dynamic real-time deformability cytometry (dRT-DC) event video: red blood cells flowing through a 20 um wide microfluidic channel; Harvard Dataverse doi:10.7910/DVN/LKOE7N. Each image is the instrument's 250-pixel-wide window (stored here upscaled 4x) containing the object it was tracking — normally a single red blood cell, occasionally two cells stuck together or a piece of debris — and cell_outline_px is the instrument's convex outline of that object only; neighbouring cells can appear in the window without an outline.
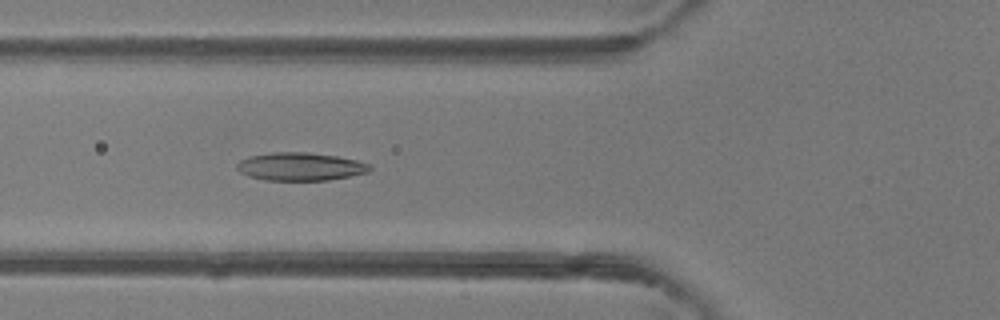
{"species": "common noctule bat (a hibernating species)", "species_latin": "Nyctalus noctula", "temperature_condition": "room temperature", "stored_images_in_passage": 40, "camera_frame_rate_fps": 3000, "um_per_image_px": 0.085, "animal": {"sex": "female"}, "frame": {"image": 1, "passage_image": 8, "time_ms": 2.333, "image_size_px": [1000, 320], "cell_outline_px": [[372, 168], [368, 172], [328, 180], [264, 180], [248, 176], [240, 172], [236, 168], [236, 164], [240, 160], [248, 156], [272, 152], [308, 152], [336, 156], [356, 160], [368, 164]], "centroid_in_image_um": [25.47, 14.15], "position_along_channel_um": 100.3, "area_um2": 21.68}}
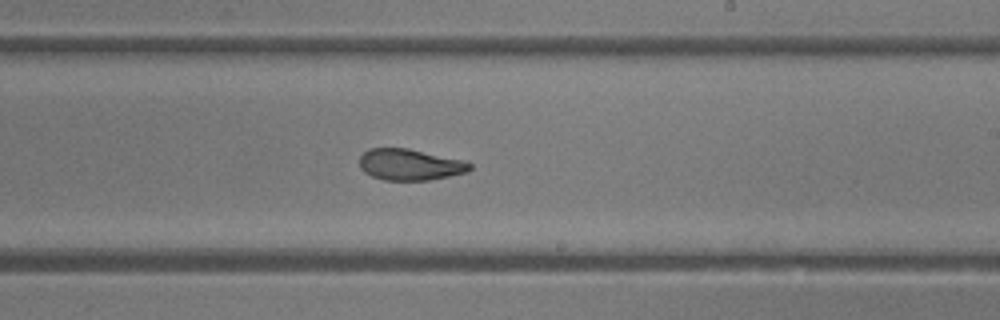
{"frame": {"image": 2, "passage_image": 19, "time_ms": 6.0, "image_size_px": [1000, 320], "cell_outline_px": [[472, 168], [468, 172], [428, 180], [384, 180], [372, 176], [364, 172], [360, 168], [360, 156], [368, 148], [408, 148], [468, 160], [472, 164]], "centroid_in_image_um": [34.89, 13.98], "position_along_channel_um": 254.1, "area_um2": 20.4}}
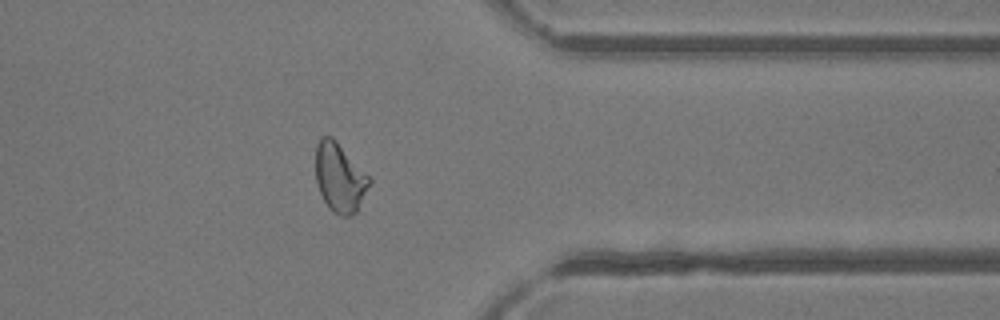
{"frame": {"image": 3, "passage_image": 29, "time_ms": 9.333, "image_size_px": [1000, 320], "cell_outline_px": [[372, 180], [356, 212], [352, 216], [340, 216], [332, 212], [328, 208], [320, 192], [316, 180], [316, 144], [320, 136], [332, 136], [372, 176]], "centroid_in_image_um": [28.9, 15.08], "position_along_channel_um": 382.5, "area_um2": 22.02}, "authors_computed_cell_mechanics": {"area_um2": 21.2126, "velocity_mm_per_s": 4.1923, "shape_relaxation_time_tau1_ms": 9.3382, "shape_relaxation_time_tau2_ms": 1.4449, "deformation_change_tau1": 0.25, "deformation_change_tau2": 0.0789}}